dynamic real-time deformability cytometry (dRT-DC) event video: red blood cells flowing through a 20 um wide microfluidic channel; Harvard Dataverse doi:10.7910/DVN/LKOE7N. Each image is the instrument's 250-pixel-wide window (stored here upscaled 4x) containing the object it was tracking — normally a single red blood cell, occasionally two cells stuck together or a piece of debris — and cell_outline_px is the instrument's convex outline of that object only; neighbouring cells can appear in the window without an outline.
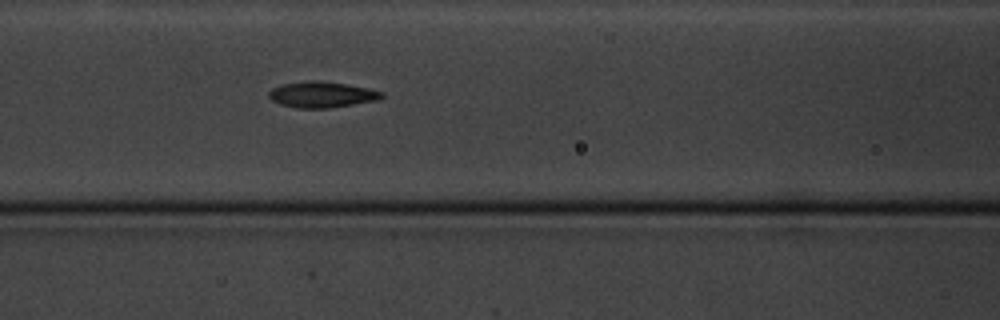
{"species": "common noctule bat (a hibernating species)", "species_latin": "Nyctalus noctula", "temperature_condition": "cold", "stored_images_in_passage": 8, "camera_frame_rate_fps": 3000, "um_per_image_px": 0.085, "animal": {"sex": "male", "body_mass_g": 20.1, "forearm_length_mm": 53.5}, "frame": {"image": 1, "passage_image": 8, "time_ms": 8.0, "image_size_px": [1000, 320], "cell_outline_px": [[384, 96], [380, 100], [328, 108], [296, 108], [280, 104], [272, 100], [268, 96], [268, 92], [272, 88], [284, 84], [308, 80], [320, 80], [348, 84], [368, 88], [384, 92]], "centroid_in_image_um": [27.38, 8.03], "position_along_channel_um": 139.2, "area_um2": 17.22}}